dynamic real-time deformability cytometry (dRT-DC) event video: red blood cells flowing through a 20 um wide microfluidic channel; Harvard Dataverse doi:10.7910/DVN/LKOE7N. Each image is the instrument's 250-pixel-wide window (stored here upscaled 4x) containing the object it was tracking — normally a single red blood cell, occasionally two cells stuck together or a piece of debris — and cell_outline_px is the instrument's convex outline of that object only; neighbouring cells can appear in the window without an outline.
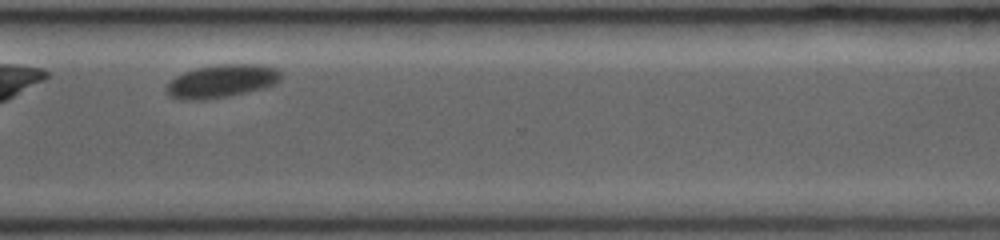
{"species": "common noctule bat (a hibernating species)", "species_latin": "Nyctalus noctula", "temperature_condition": "room temperature", "stored_images_in_passage": 28, "camera_frame_rate_fps": 3000, "um_per_image_px": 0.085, "animal": {"sex": "female", "body_mass_g": 19.0, "forearm_length_mm": 53.3}, "frame": {"image": 1, "passage_image": 24, "time_ms": 7.667, "image_size_px": [1000, 240], "cell_outline_px": [[284, 76], [280, 80], [264, 88], [228, 96], [204, 100], [180, 100], [168, 96], [164, 92], [164, 88], [176, 76], [184, 72], [196, 68], [220, 64], [260, 64], [276, 68]], "centroid_in_image_um": [18.81, 6.9], "position_along_channel_um": 351.8, "area_um2": 22.25}}
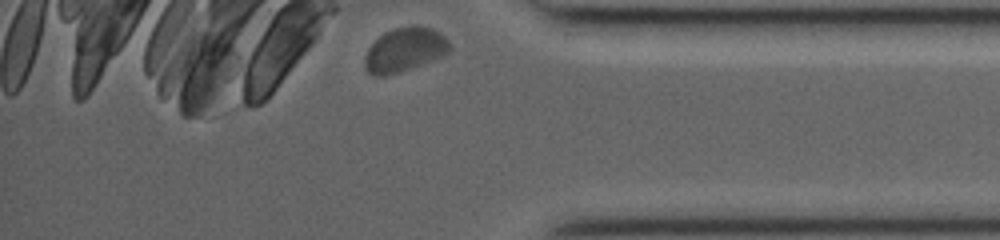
{"frame": {"image": 2, "passage_image": 28, "time_ms": 9.0, "image_size_px": [1000, 240], "cell_outline_px": [[452, 48], [444, 56], [400, 72], [384, 76], [372, 76], [364, 68], [364, 56], [368, 48], [384, 32], [396, 28], [412, 24], [416, 24], [432, 28], [440, 32], [448, 40]], "centroid_in_image_um": [34.4, 4.22], "position_along_channel_um": 400.8, "area_um2": 22.14}}